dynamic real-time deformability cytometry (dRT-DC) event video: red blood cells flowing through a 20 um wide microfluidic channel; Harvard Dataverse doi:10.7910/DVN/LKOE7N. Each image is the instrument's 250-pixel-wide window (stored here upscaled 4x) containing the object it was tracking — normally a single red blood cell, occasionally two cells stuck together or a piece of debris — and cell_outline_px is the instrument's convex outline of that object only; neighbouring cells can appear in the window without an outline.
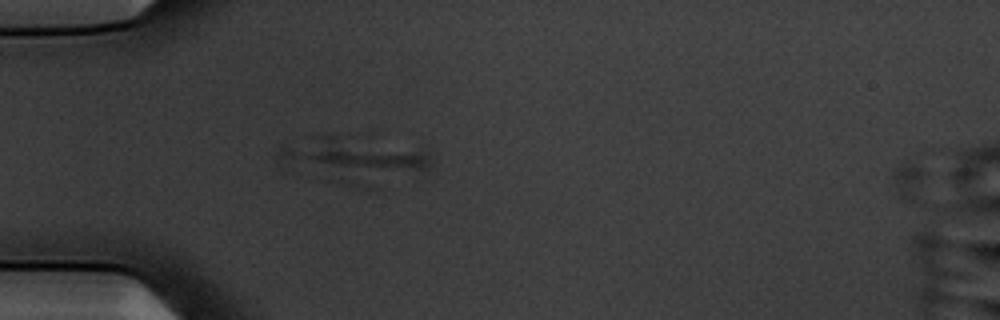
{"species": "common noctule bat (a hibernating species)", "species_latin": "Nyctalus noctula", "temperature_condition": "warm", "stored_images_in_passage": 6, "camera_frame_rate_fps": 3000, "um_per_image_px": 0.085, "animal": {"sex": "male", "body_mass_g": 20.1, "forearm_length_mm": 53.5}, "frame": {"image": 1, "passage_image": 2, "time_ms": 0.333, "image_size_px": [1000, 320], "cell_outline_px": [[936, 204], [932, 208], [916, 204], [904, 200], [896, 192], [892, 176], [892, 172], [900, 164], [908, 160], [928, 172]], "centroid_in_image_um": [77.66, 15.68], "position_along_channel_um": 7.3, "area_um2": 10.0}}